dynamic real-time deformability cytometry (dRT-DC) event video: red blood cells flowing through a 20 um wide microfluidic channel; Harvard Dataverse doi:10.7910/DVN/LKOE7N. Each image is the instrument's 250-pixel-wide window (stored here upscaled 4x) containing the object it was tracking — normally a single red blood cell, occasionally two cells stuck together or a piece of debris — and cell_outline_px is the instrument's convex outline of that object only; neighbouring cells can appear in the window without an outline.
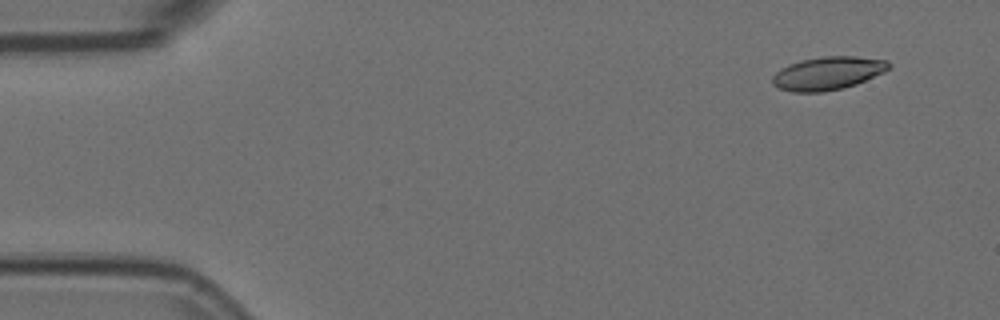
{"species": "Egyptian fruit bat (a non-hibernating species)", "species_latin": "Rousettus aegyptiacus", "temperature_condition": "room temperature", "stored_images_in_passage": 4, "camera_frame_rate_fps": 3000, "um_per_image_px": 0.085, "animal": {"sex": "female"}, "frame": {"image": 1, "passage_image": 1, "time_ms": 0.0, "image_size_px": [1000, 320], "cell_outline_px": [[892, 64], [884, 72], [856, 84], [844, 88], [824, 92], [792, 92], [780, 88], [772, 84], [772, 76], [780, 68], [788, 64], [804, 60], [824, 56], [856, 56], [888, 60]], "centroid_in_image_um": [70.37, 6.23], "position_along_channel_um": 14.6, "area_um2": 22.54}}
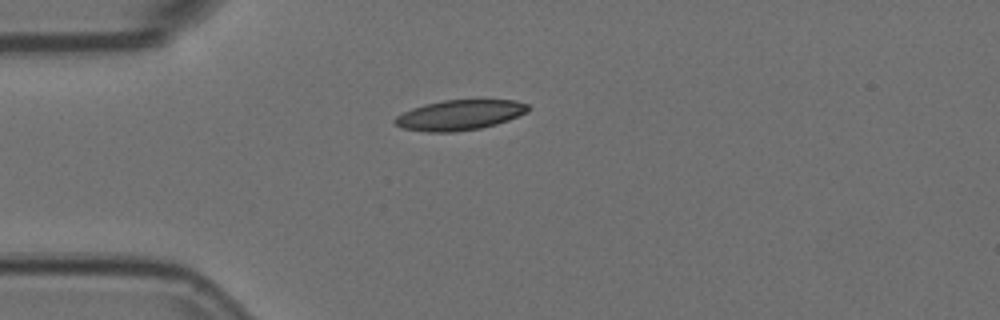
{"frame": {"image": 2, "passage_image": 4, "time_ms": 1.0, "image_size_px": [1000, 320], "cell_outline_px": [[528, 112], [508, 120], [496, 124], [480, 128], [452, 132], [428, 132], [400, 128], [392, 120], [396, 116], [412, 108], [424, 104], [444, 100], [516, 100], [528, 104]], "centroid_in_image_um": [39.05, 9.78], "position_along_channel_um": 46.0, "area_um2": 23.41}}